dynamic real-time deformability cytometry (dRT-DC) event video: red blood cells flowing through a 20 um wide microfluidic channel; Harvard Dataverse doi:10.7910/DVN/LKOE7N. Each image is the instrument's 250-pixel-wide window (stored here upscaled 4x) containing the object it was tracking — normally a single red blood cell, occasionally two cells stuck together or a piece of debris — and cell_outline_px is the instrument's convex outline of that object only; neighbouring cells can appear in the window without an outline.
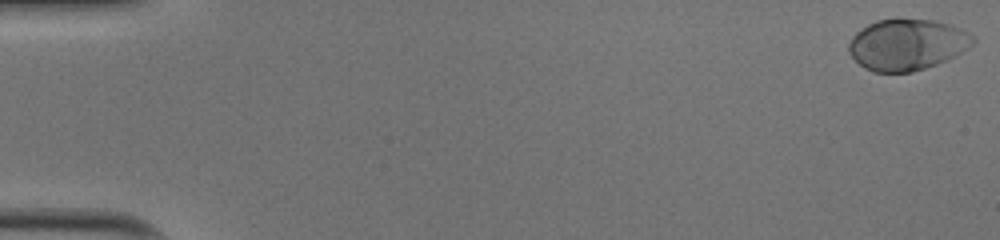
{"species": "human", "species_latin": "Homo sapiens", "temperature_condition": "cold", "stored_images_in_passage": 44, "camera_frame_rate_fps": 3000, "um_per_image_px": 0.085, "donor": {"sex": "male"}, "frame": {"image": 1, "passage_image": 1, "time_ms": 0.0, "image_size_px": [1000, 240], "cell_outline_px": [[976, 40], [968, 48], [956, 56], [948, 60], [912, 72], [872, 72], [864, 68], [848, 52], [848, 44], [852, 36], [856, 32], [868, 24], [876, 20], [932, 20], [952, 24], [976, 36]], "centroid_in_image_um": [77.12, 3.8], "position_along_channel_um": 7.9, "area_um2": 37.05}}
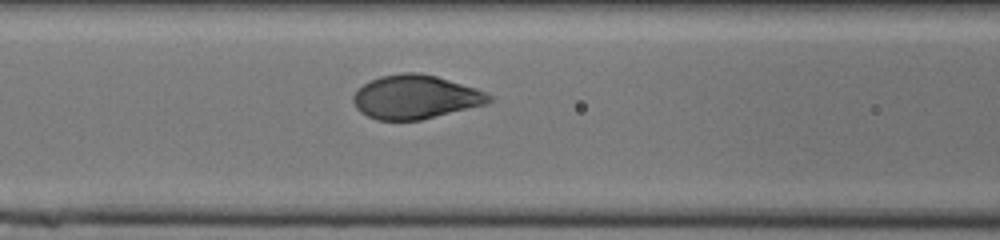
{"frame": {"image": 2, "passage_image": 23, "time_ms": 7.333, "image_size_px": [1000, 240], "cell_outline_px": [[492, 100], [488, 104], [420, 120], [376, 120], [360, 112], [356, 108], [352, 100], [352, 96], [364, 84], [380, 76], [404, 72], [420, 72], [436, 76], [476, 88], [492, 96]], "centroid_in_image_um": [35.32, 8.25], "position_along_channel_um": 131.3, "area_um2": 34.62}}
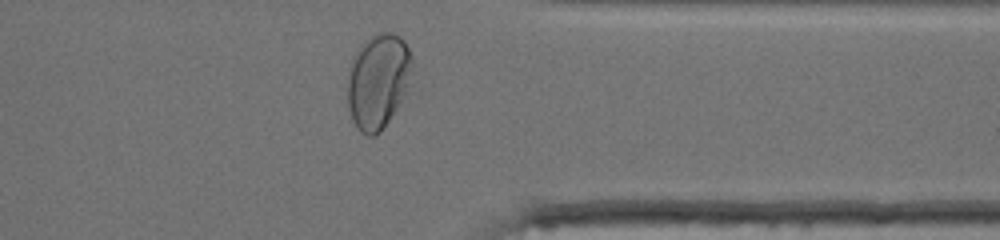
{"frame": {"image": 3, "passage_image": 42, "time_ms": 13.667, "image_size_px": [1000, 240], "cell_outline_px": [[412, 68], [404, 92], [396, 108], [380, 132], [376, 136], [368, 136], [360, 132], [352, 120], [348, 104], [348, 64], [352, 56], [360, 44], [368, 36], [376, 32], [392, 32], [400, 36], [404, 40], [412, 56]], "centroid_in_image_um": [32.09, 6.83], "position_along_channel_um": 379.3, "area_um2": 35.84}, "authors_computed_cell_mechanics": {"area_um2": 35.7782, "velocity_mm_per_s": 3.9823, "shape_relaxation_time_tau1_ms": 3.4188, "shape_relaxation_time_tau2_ms": null, "deformation_change_tau1": 0.197, "deformation_change_tau2": null}}